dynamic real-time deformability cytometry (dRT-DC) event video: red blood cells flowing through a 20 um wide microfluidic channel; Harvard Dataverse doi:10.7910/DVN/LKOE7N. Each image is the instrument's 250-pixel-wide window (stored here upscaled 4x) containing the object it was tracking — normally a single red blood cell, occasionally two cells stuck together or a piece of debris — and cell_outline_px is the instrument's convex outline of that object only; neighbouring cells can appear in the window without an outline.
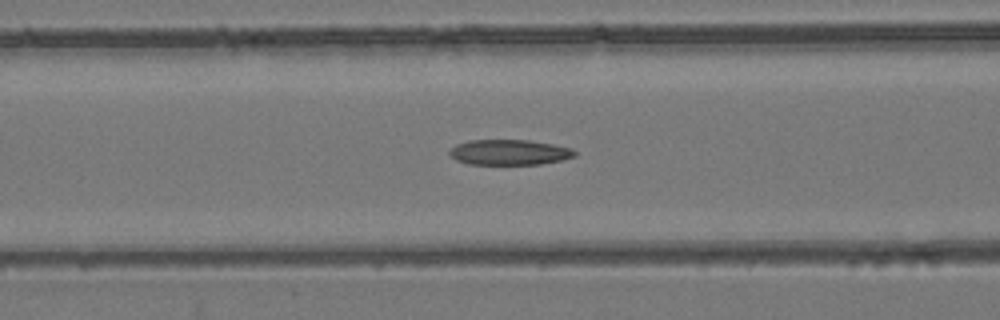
{"species": "common noctule bat (a hibernating species)", "species_latin": "Nyctalus noctula", "temperature_condition": "room temperature", "stored_images_in_passage": 53, "camera_frame_rate_fps": 3000, "um_per_image_px": 0.085, "animal": {"sex": "female", "body_mass_g": 24.6, "forearm_length_mm": 56.2}, "frame": {"image": 1, "passage_image": 22, "time_ms": 7.0, "image_size_px": [1000, 320], "cell_outline_px": [[576, 156], [564, 160], [540, 164], [468, 164], [456, 160], [448, 152], [456, 144], [468, 140], [528, 140], [552, 144], [572, 148], [576, 152]], "centroid_in_image_um": [43.31, 12.94], "position_along_channel_um": 123.3, "area_um2": 18.55}}
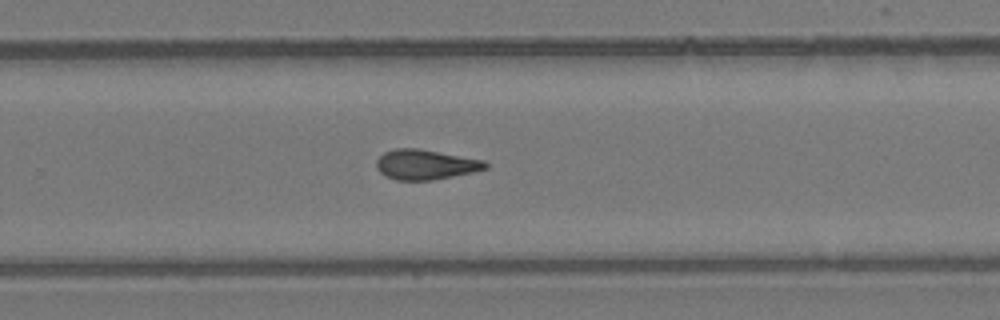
{"frame": {"image": 2, "passage_image": 35, "time_ms": 11.333, "image_size_px": [1000, 320], "cell_outline_px": [[488, 168], [476, 172], [432, 180], [396, 180], [384, 176], [376, 168], [376, 160], [384, 152], [396, 148], [420, 148], [484, 160], [488, 164]], "centroid_in_image_um": [36.17, 13.99], "position_along_channel_um": 293.6, "area_um2": 19.31}}
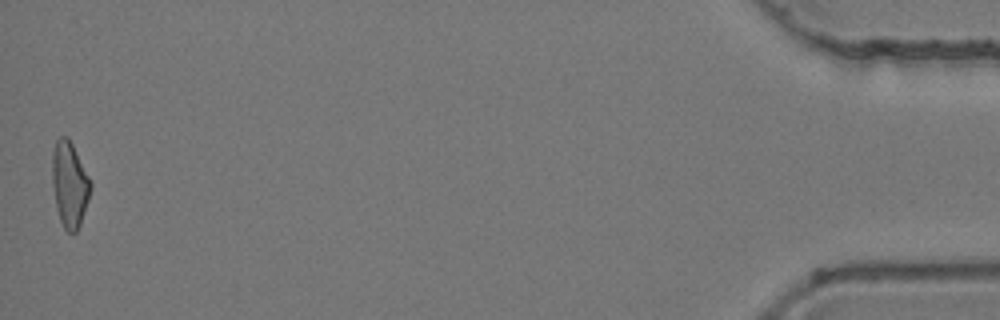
{"frame": {"image": 3, "passage_image": 53, "time_ms": 17.333, "image_size_px": [1000, 320], "cell_outline_px": [[92, 188], [80, 224], [76, 232], [68, 232], [64, 228], [60, 220], [56, 208], [52, 184], [52, 152], [56, 140], [60, 136], [68, 136], [92, 184]], "centroid_in_image_um": [5.9, 15.66], "position_along_channel_um": 429.3, "area_um2": 19.02}, "authors_computed_cell_mechanics": {"area_um2": 19.2474, "velocity_mm_per_s": 3.9307, "shape_relaxation_time_tau1_ms": null, "shape_relaxation_time_tau2_ms": 3.2082, "deformation_change_tau1": null, "deformation_change_tau2": 0.1149}}